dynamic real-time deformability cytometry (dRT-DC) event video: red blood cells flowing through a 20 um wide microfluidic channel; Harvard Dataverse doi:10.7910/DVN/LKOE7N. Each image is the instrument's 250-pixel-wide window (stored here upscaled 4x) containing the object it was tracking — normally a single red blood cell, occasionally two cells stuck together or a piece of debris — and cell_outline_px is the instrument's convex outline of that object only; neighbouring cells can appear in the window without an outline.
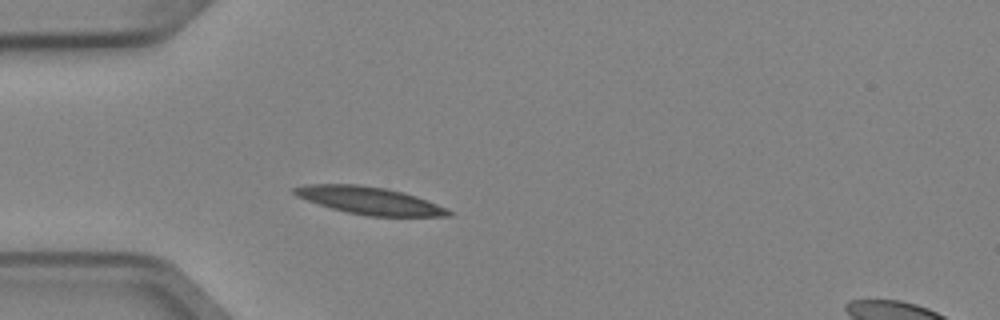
{"species": "Egyptian fruit bat (a non-hibernating species)", "species_latin": "Rousettus aegyptiacus", "temperature_condition": "cold", "stored_images_in_passage": 3, "camera_frame_rate_fps": 3000, "um_per_image_px": 0.085, "animal": {"sex": "female"}, "frame": {"image": 1, "passage_image": 3, "time_ms": 0.667, "image_size_px": [1000, 320], "cell_outline_px": [[452, 216], [368, 216], [348, 212], [332, 208], [296, 196], [292, 192], [292, 188], [308, 184], [360, 184], [384, 188], [404, 192], [416, 196], [448, 208], [452, 212]], "centroid_in_image_um": [31.43, 17.04], "position_along_channel_um": 53.6, "area_um2": 24.51}}